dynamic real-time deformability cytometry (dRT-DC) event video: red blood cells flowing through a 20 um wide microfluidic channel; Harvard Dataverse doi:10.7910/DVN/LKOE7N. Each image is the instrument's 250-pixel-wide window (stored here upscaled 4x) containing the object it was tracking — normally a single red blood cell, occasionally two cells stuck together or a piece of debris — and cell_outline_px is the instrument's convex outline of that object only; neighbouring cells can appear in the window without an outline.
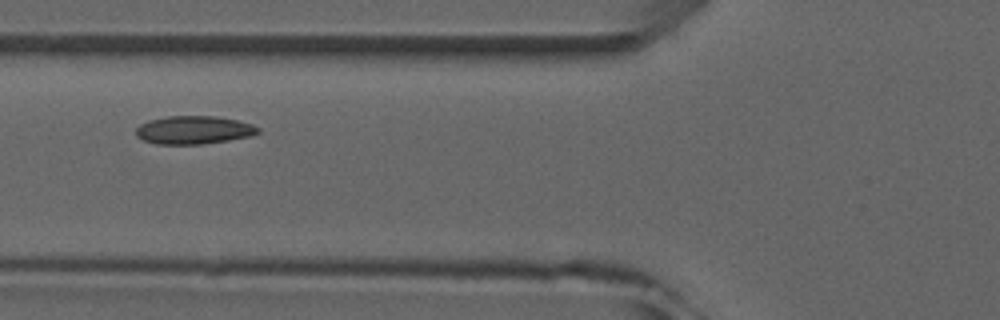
{"species": "common noctule bat (a hibernating species)", "species_latin": "Nyctalus noctula", "temperature_condition": "room temperature", "stored_images_in_passage": 8, "camera_frame_rate_fps": 3000, "um_per_image_px": 0.085, "animal": {"sex": "male", "forearm_length_mm": 52.5}, "frame": {"image": 1, "passage_image": 4, "time_ms": 3.667, "image_size_px": [1000, 320], "cell_outline_px": [[260, 132], [252, 136], [204, 144], [156, 144], [144, 140], [136, 136], [136, 128], [140, 124], [148, 120], [168, 116], [216, 116], [236, 120], [252, 124], [260, 128]], "centroid_in_image_um": [16.48, 11.05], "position_along_channel_um": 109.3, "area_um2": 20.11}}
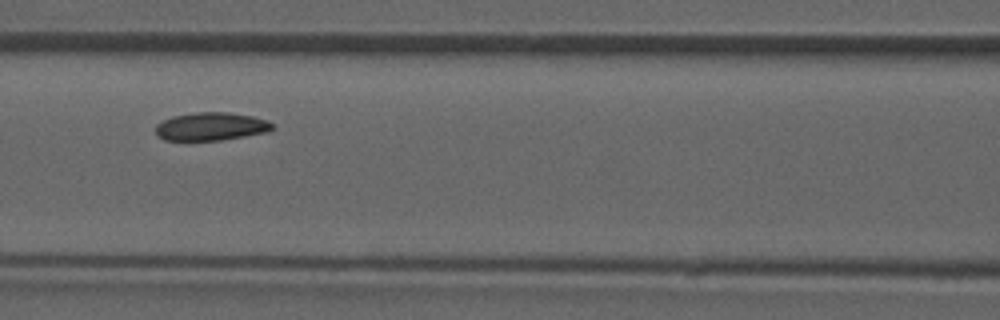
{"frame": {"image": 2, "passage_image": 5, "time_ms": 4.667, "image_size_px": [1000, 320], "cell_outline_px": [[276, 128], [268, 132], [220, 140], [164, 140], [156, 136], [156, 124], [172, 116], [196, 112], [228, 112], [252, 116], [276, 124]], "centroid_in_image_um": [17.95, 10.75], "position_along_channel_um": 148.7, "area_um2": 19.19}}